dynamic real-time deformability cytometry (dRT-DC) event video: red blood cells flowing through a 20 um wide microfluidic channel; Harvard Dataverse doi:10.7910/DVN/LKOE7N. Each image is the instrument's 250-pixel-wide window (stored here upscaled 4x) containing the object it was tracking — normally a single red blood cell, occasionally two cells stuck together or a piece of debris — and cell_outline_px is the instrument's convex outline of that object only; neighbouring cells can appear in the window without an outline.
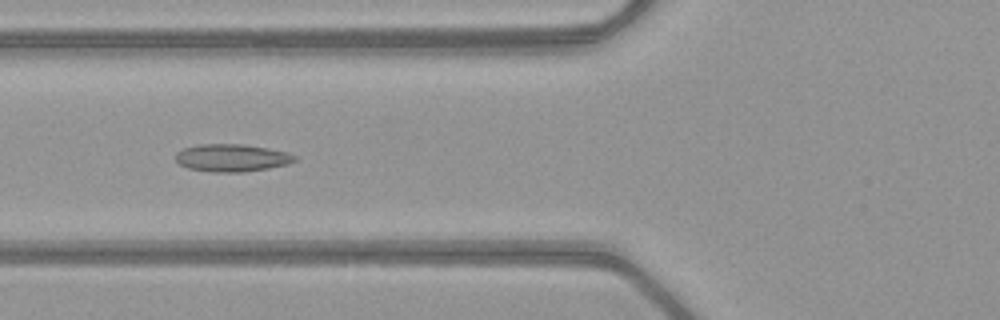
{"species": "common noctule bat (a hibernating species)", "species_latin": "Nyctalus noctula", "temperature_condition": "warm", "stored_images_in_passage": 52, "camera_frame_rate_fps": 3000, "um_per_image_px": 0.085, "animal": {"sex": "female", "body_mass_g": 21.9}, "frame": {"image": 1, "passage_image": 21, "time_ms": 6.667, "image_size_px": [1000, 320], "cell_outline_px": [[296, 160], [288, 164], [268, 168], [244, 172], [212, 172], [188, 168], [180, 164], [176, 160], [176, 152], [184, 148], [200, 144], [244, 144], [268, 148], [288, 152], [296, 156]], "centroid_in_image_um": [19.72, 13.41], "position_along_channel_um": 106.1, "area_um2": 19.13}}
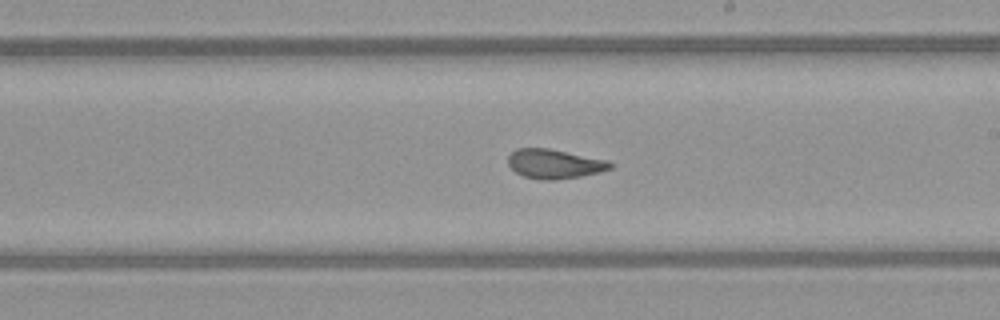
{"frame": {"image": 2, "passage_image": 31, "time_ms": 10.0, "image_size_px": [1000, 320], "cell_outline_px": [[612, 168], [600, 172], [580, 176], [556, 180], [544, 180], [524, 176], [516, 172], [508, 164], [508, 156], [516, 148], [548, 148], [608, 160], [612, 164]], "centroid_in_image_um": [47.13, 13.92], "position_along_channel_um": 241.9, "area_um2": 17.4}}
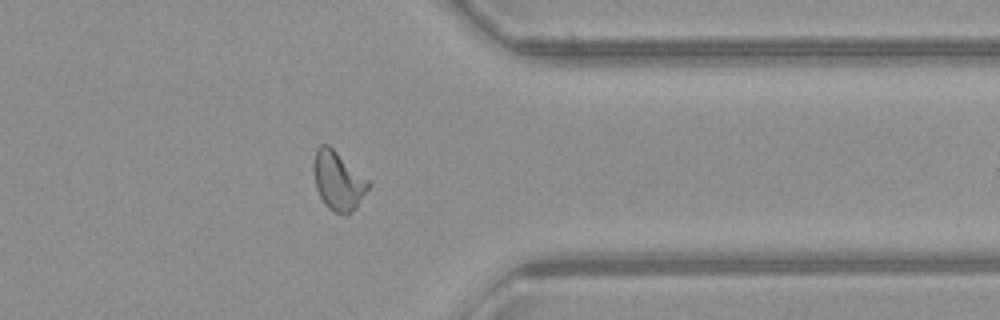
{"frame": {"image": 3, "passage_image": 42, "time_ms": 13.667, "image_size_px": [1000, 320], "cell_outline_px": [[372, 184], [348, 216], [344, 216], [328, 208], [324, 204], [316, 188], [312, 168], [312, 164], [316, 148], [320, 144], [328, 144], [368, 180]], "centroid_in_image_um": [28.7, 15.36], "position_along_channel_um": 382.7, "area_um2": 18.73}, "authors_computed_cell_mechanics": {"area_um2": 18.9295, "velocity_mm_per_s": 4.0598, "shape_relaxation_time_tau1_ms": null, "shape_relaxation_time_tau2_ms": 1.5147, "deformation_change_tau1": null, "deformation_change_tau2": 0.082}}